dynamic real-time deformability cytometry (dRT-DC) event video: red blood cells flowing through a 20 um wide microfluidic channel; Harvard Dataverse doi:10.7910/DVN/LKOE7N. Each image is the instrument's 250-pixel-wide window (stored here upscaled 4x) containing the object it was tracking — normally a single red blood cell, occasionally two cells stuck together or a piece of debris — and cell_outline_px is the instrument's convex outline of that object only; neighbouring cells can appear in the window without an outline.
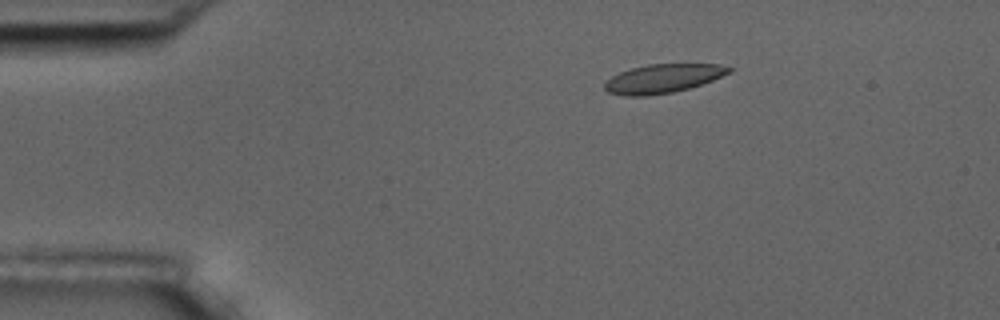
{"species": "common noctule bat (a hibernating species)", "species_latin": "Nyctalus noctula", "temperature_condition": "room temperature", "stored_images_in_passage": 2, "camera_frame_rate_fps": 3000, "um_per_image_px": 0.085, "animal": {"sex": "male", "body_mass_g": 17.5, "forearm_length_mm": 52.3}, "frame": {"image": 1, "passage_image": 1, "time_ms": 0.0, "image_size_px": [1000, 320], "cell_outline_px": [[732, 72], [712, 80], [688, 88], [672, 92], [648, 96], [624, 96], [608, 92], [604, 88], [604, 80], [620, 72], [632, 68], [648, 64], [716, 64], [732, 68]], "centroid_in_image_um": [56.3, 6.68], "position_along_channel_um": 28.7, "area_um2": 20.81}}